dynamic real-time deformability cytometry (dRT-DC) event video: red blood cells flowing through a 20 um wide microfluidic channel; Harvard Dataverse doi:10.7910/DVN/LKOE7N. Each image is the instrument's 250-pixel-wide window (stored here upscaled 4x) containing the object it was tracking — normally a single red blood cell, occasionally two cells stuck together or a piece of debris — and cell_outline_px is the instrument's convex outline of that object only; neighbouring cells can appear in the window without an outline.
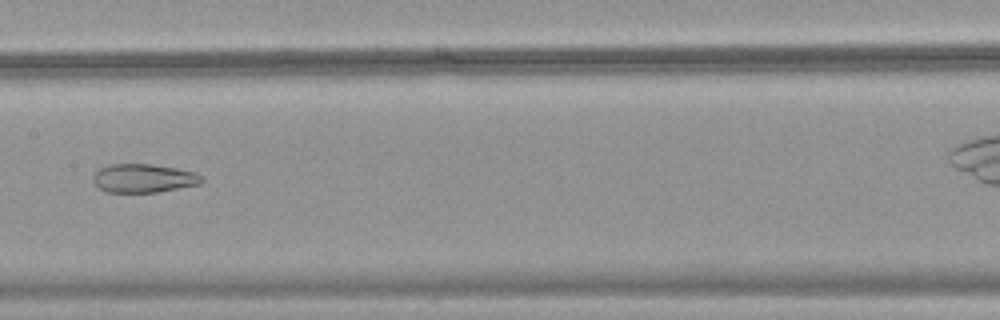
{"species": "common noctule bat (a hibernating species)", "species_latin": "Nyctalus noctula", "temperature_condition": "warm", "stored_images_in_passage": 43, "camera_frame_rate_fps": 3000, "um_per_image_px": 0.085, "animal": {"sex": "female", "body_mass_g": 18.4}, "frame": {"image": 1, "passage_image": 25, "time_ms": 8.0, "image_size_px": [1000, 320], "cell_outline_px": [[204, 180], [200, 184], [156, 192], [108, 192], [100, 188], [92, 180], [92, 176], [100, 168], [108, 164], [152, 164], [176, 168], [196, 172], [204, 176]], "centroid_in_image_um": [12.23, 15.14], "position_along_channel_um": 195.2, "area_um2": 18.15}}
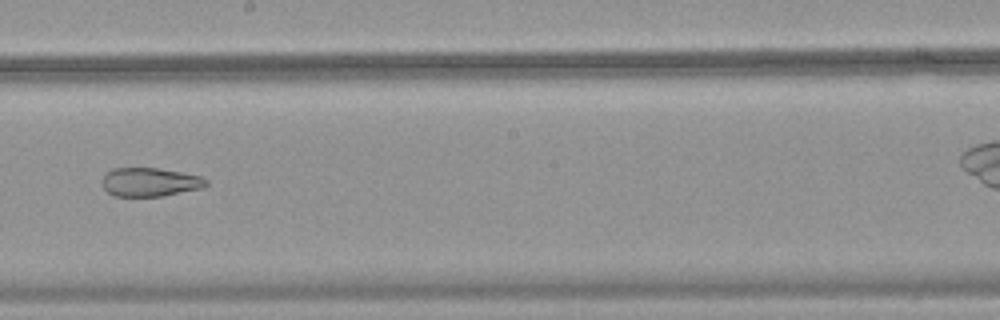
{"frame": {"image": 2, "passage_image": 28, "time_ms": 9.0, "image_size_px": [1000, 320], "cell_outline_px": [[208, 184], [204, 188], [160, 196], [116, 196], [108, 192], [104, 188], [104, 176], [112, 168], [160, 168], [200, 176], [208, 180]], "centroid_in_image_um": [12.79, 15.47], "position_along_channel_um": 235.4, "area_um2": 17.22}}
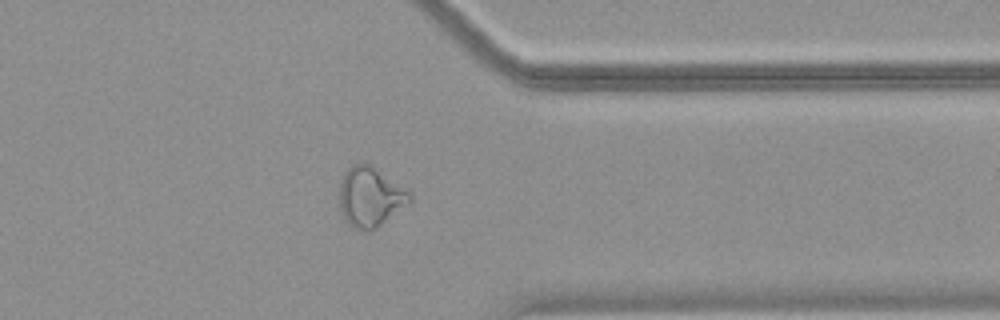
{"frame": {"image": 3, "passage_image": 39, "time_ms": 12.667, "image_size_px": [1000, 320], "cell_outline_px": [[412, 200], [376, 228], [368, 232], [356, 228], [348, 224], [340, 208], [340, 184], [344, 172], [352, 164], [372, 164], [412, 192]], "centroid_in_image_um": [31.49, 16.71], "position_along_channel_um": 379.9, "area_um2": 24.45}}